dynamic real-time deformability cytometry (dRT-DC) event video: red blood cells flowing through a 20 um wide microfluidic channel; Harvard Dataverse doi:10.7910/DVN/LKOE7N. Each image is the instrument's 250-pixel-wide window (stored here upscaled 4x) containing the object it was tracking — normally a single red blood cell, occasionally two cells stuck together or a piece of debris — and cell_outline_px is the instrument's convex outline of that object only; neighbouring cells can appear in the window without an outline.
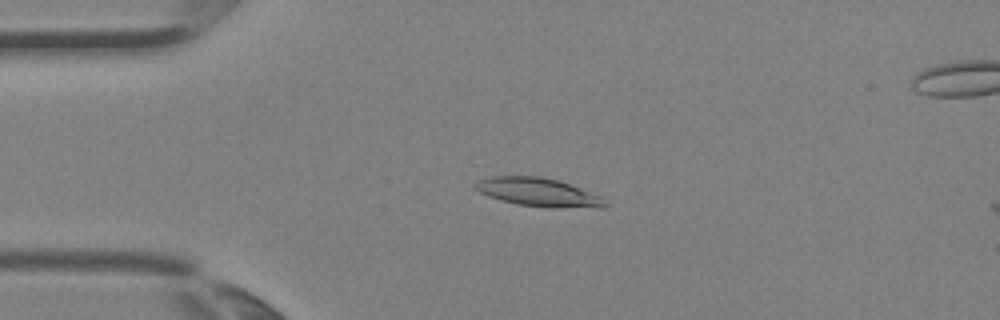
{"species": "Egyptian fruit bat (a non-hibernating species)", "species_latin": "Rousettus aegyptiacus", "temperature_condition": "room temperature", "stored_images_in_passage": 4, "camera_frame_rate_fps": 3000, "um_per_image_px": 0.085, "animal": {"sex": "female"}, "frame": {"image": 1, "passage_image": 3, "time_ms": 0.667, "image_size_px": [1000, 320], "cell_outline_px": [[608, 204], [604, 208], [548, 208], [516, 204], [500, 200], [488, 196], [480, 192], [476, 188], [476, 180], [488, 176], [540, 176], [560, 180], [600, 196]], "centroid_in_image_um": [45.77, 16.35], "position_along_channel_um": 39.2, "area_um2": 21.79}}